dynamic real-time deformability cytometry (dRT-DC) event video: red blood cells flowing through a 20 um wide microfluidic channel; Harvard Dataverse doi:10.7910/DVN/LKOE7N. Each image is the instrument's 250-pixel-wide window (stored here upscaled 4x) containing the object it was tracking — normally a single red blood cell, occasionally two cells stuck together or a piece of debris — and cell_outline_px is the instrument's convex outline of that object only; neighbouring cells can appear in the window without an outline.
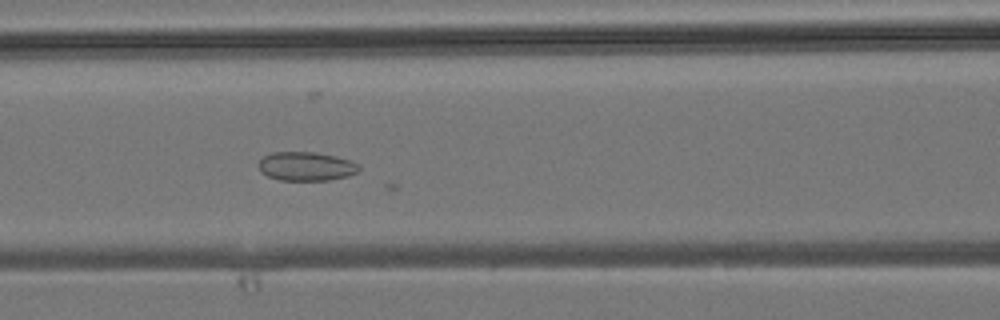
{"species": "common noctule bat (a hibernating species)", "species_latin": "Nyctalus noctula", "temperature_condition": "room temperature", "stored_images_in_passage": 11, "camera_frame_rate_fps": 3000, "um_per_image_px": 0.085, "animal": {"sex": "male", "body_mass_g": 19.2, "forearm_length_mm": 51.8}, "frame": {"image": 1, "passage_image": 6, "time_ms": 1.667, "image_size_px": [1000, 320], "cell_outline_px": [[360, 168], [356, 172], [348, 176], [328, 180], [280, 180], [268, 176], [260, 172], [256, 164], [264, 156], [272, 152], [316, 152], [336, 156], [352, 160], [360, 164]], "centroid_in_image_um": [26.02, 14.13], "position_along_channel_um": 140.6, "area_um2": 17.11}}
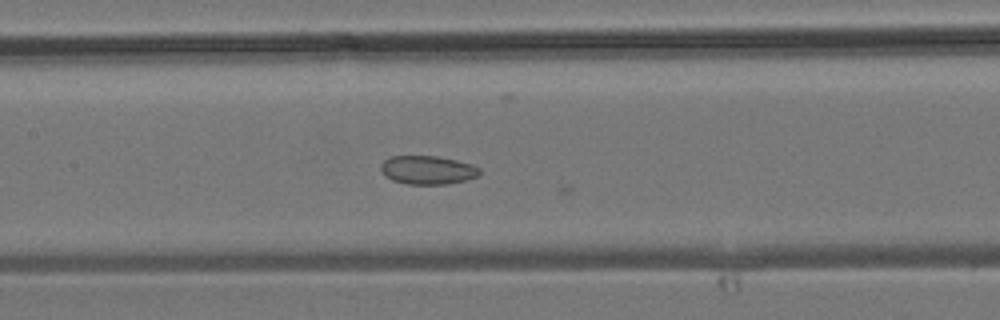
{"frame": {"image": 2, "passage_image": 8, "time_ms": 2.333, "image_size_px": [1000, 320], "cell_outline_px": [[480, 176], [448, 184], [408, 184], [392, 180], [380, 168], [380, 164], [384, 160], [392, 156], [436, 156], [456, 160], [472, 164], [480, 168]], "centroid_in_image_um": [36.38, 14.44], "position_along_channel_um": 171.0, "area_um2": 16.36}}
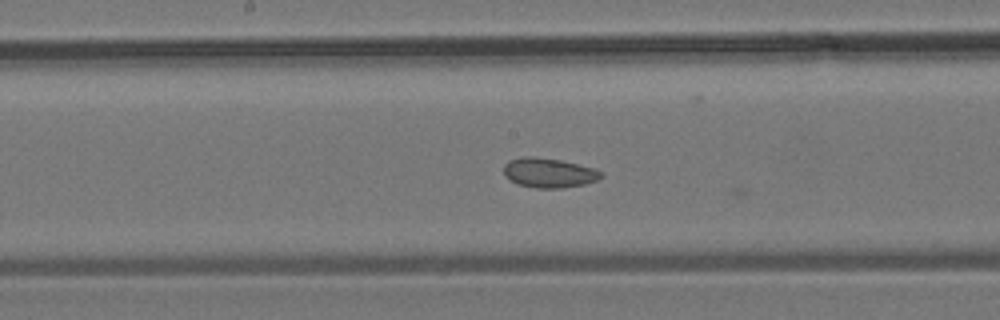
{"frame": {"image": 3, "passage_image": 10, "time_ms": 3.0, "image_size_px": [1000, 320], "cell_outline_px": [[604, 176], [596, 180], [584, 184], [560, 188], [536, 188], [520, 184], [504, 176], [504, 164], [508, 160], [524, 156], [532, 156], [560, 160], [596, 168]], "centroid_in_image_um": [46.65, 14.67], "position_along_channel_um": 201.6, "area_um2": 16.7}}